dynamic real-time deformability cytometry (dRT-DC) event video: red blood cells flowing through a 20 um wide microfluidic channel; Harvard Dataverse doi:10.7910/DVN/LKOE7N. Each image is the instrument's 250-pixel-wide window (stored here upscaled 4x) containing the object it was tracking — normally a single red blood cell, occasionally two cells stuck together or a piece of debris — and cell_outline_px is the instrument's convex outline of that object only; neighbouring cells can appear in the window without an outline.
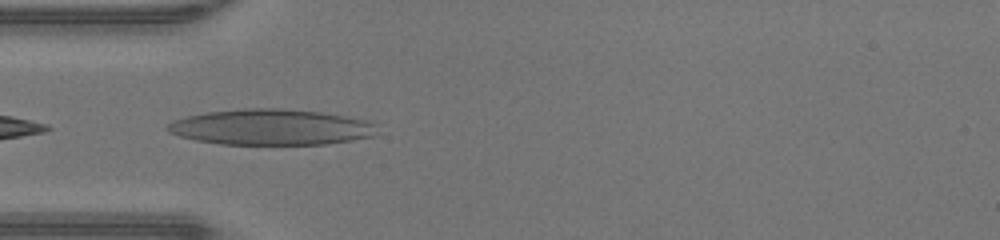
{"species": "human", "species_latin": "Homo sapiens", "temperature_condition": "warm", "stored_images_in_passage": 30, "camera_frame_rate_fps": 3000, "um_per_image_px": 0.085, "donor": {"sex": "male"}, "frame": {"image": 1, "passage_image": 1, "time_ms": 0.0, "image_size_px": [1000, 240], "cell_outline_px": [[372, 136], [352, 140], [324, 144], [220, 144], [196, 140], [180, 136], [168, 132], [168, 124], [172, 120], [188, 116], [208, 112], [244, 108], [276, 108], [320, 112], [372, 120]], "centroid_in_image_um": [23.0, 10.8], "position_along_channel_um": 62.0, "area_um2": 43.29}}
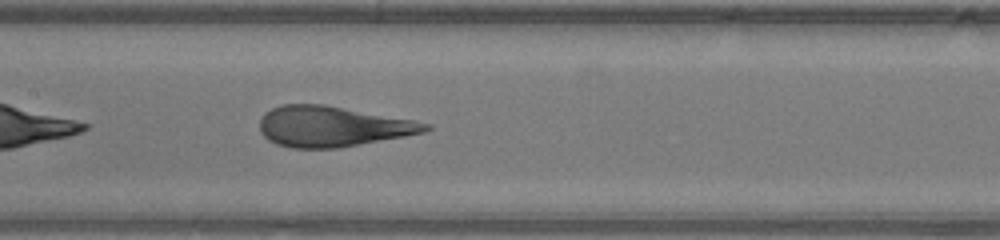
{"frame": {"image": 2, "passage_image": 9, "time_ms": 2.667, "image_size_px": [1000, 240], "cell_outline_px": [[432, 128], [424, 132], [404, 136], [336, 148], [292, 148], [276, 144], [268, 140], [260, 132], [260, 120], [264, 112], [272, 108], [284, 104], [324, 104], [412, 120], [432, 124]], "centroid_in_image_um": [28.21, 10.74], "position_along_channel_um": 179.2, "area_um2": 38.84}}
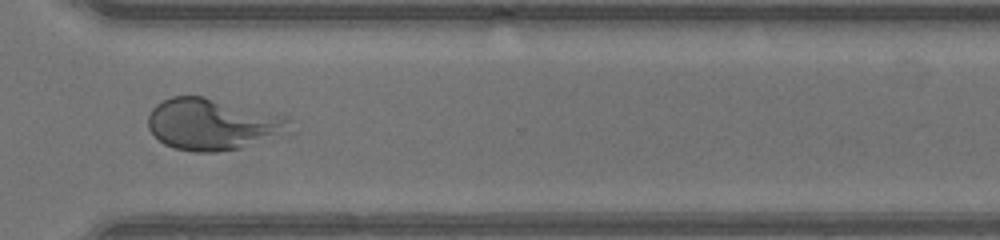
{"frame": {"image": 3, "passage_image": 21, "time_ms": 6.667, "image_size_px": [1000, 240], "cell_outline_px": [[296, 132], [272, 140], [240, 148], [216, 152], [196, 152], [176, 148], [164, 144], [148, 128], [148, 116], [152, 108], [156, 104], [172, 96], [204, 96], [284, 116], [292, 120]], "centroid_in_image_um": [18.18, 10.58], "position_along_channel_um": 352.4, "area_um2": 43.12}}